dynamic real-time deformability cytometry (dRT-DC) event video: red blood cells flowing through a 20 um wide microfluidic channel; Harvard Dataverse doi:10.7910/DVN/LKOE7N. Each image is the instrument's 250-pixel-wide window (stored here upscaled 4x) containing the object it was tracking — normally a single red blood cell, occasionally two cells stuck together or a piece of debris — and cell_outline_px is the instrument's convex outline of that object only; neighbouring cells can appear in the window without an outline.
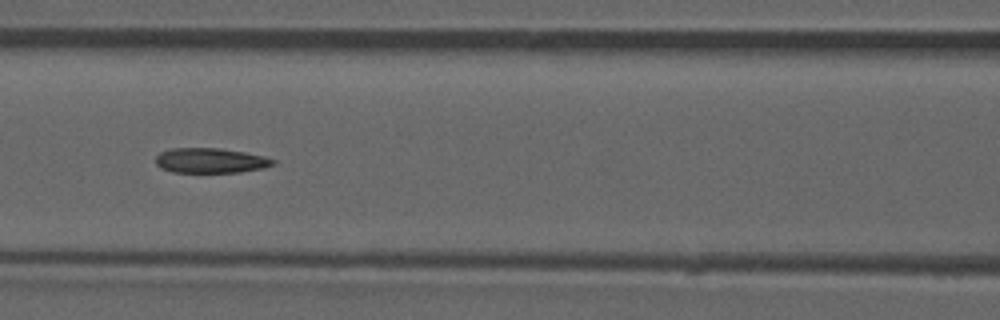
{"species": "common noctule bat (a hibernating species)", "species_latin": "Nyctalus noctula", "temperature_condition": "room temperature", "stored_images_in_passage": 52, "camera_frame_rate_fps": 3000, "um_per_image_px": 0.085, "animal": {"sex": "male", "forearm_length_mm": 52.5}, "frame": {"image": 1, "passage_image": 23, "time_ms": 7.333, "image_size_px": [1000, 320], "cell_outline_px": [[276, 164], [264, 168], [240, 172], [172, 172], [160, 168], [156, 164], [156, 156], [160, 152], [172, 148], [224, 148], [264, 156], [276, 160]], "centroid_in_image_um": [17.91, 13.64], "position_along_channel_um": 148.7, "area_um2": 17.22}, "authors_computed_cell_mechanics": {"area_um2": 17.7735, "velocity_mm_per_s": 3.9442, "shape_relaxation_time_tau1_ms": null, "shape_relaxation_time_tau2_ms": 2.4823, "deformation_change_tau1": null, "deformation_change_tau2": 0.0905}}